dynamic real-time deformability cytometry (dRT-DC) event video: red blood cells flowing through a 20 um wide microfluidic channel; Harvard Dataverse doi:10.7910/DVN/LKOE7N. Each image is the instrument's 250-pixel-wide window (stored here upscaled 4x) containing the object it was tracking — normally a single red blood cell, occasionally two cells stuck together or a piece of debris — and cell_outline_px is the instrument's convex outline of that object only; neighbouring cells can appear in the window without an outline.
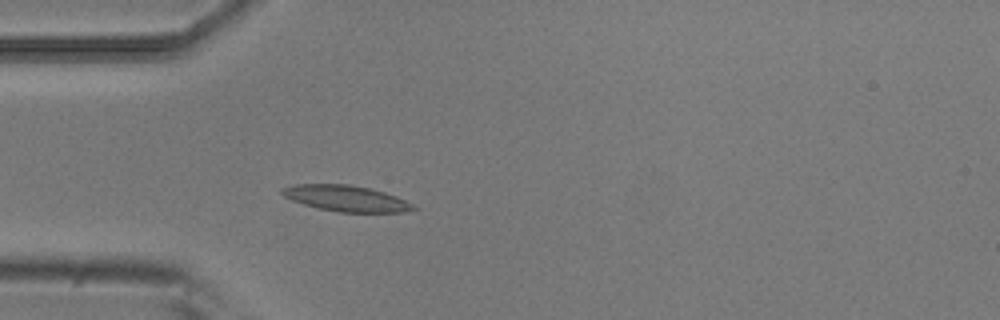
{"species": "common noctule bat (a hibernating species)", "species_latin": "Nyctalus noctula", "temperature_condition": "room temperature", "stored_images_in_passage": 4, "camera_frame_rate_fps": 3000, "um_per_image_px": 0.085, "animal": {"sex": "male", "body_mass_g": 20.5, "forearm_length_mm": 52.5}, "frame": {"image": 1, "passage_image": 4, "time_ms": 1.0, "image_size_px": [1000, 320], "cell_outline_px": [[420, 208], [404, 212], [340, 212], [320, 208], [304, 204], [292, 200], [284, 196], [280, 192], [280, 188], [292, 184], [348, 184], [368, 188], [384, 192], [396, 196]], "centroid_in_image_um": [29.4, 16.85], "position_along_channel_um": 55.6, "area_um2": 19.77}}